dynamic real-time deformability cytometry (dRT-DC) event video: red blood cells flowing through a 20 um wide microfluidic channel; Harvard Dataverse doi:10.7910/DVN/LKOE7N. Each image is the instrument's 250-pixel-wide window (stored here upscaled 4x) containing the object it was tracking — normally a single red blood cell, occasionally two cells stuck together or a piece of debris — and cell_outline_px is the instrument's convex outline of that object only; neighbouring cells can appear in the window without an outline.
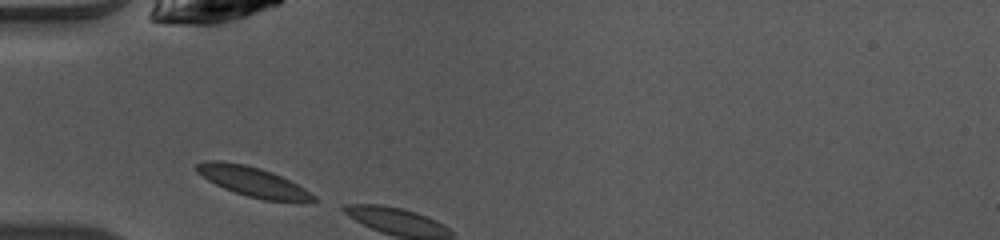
{"species": "common noctule bat (a hibernating species)", "species_latin": "Nyctalus noctula", "temperature_condition": "warm", "stored_images_in_passage": 2, "camera_frame_rate_fps": 3000, "um_per_image_px": 0.085, "animal": {"sex": "female", "body_mass_g": 10.0, "forearm_length_mm": 53.1}, "frame": {"image": 1, "passage_image": 1, "time_ms": 0.0, "image_size_px": [1000, 240], "cell_outline_px": [[320, 200], [264, 200], [248, 196], [224, 188], [208, 180], [196, 172], [196, 164], [208, 160], [220, 160], [244, 164], [260, 168], [272, 172], [304, 188], [316, 196]], "centroid_in_image_um": [21.43, 15.41], "position_along_channel_um": 63.6, "area_um2": 19.71}}